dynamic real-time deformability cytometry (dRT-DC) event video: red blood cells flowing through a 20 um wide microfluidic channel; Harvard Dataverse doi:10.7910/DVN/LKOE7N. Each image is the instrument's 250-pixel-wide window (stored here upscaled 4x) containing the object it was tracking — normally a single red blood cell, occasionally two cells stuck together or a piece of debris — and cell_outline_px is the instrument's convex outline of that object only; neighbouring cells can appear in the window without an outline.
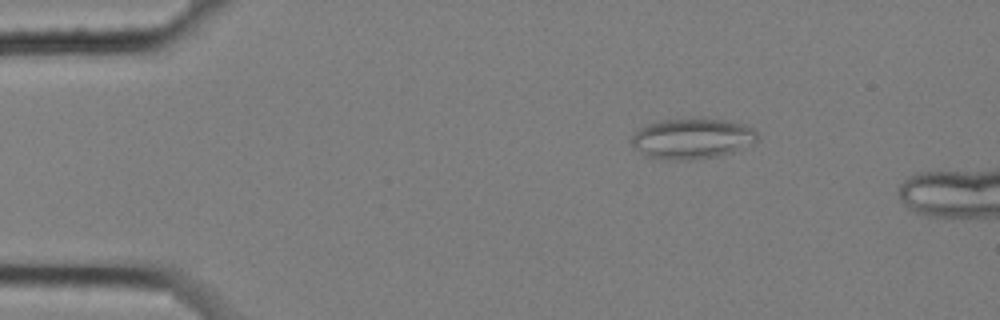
{"species": "common noctule bat (a hibernating species)", "species_latin": "Nyctalus noctula", "temperature_condition": "cold", "stored_images_in_passage": 4, "camera_frame_rate_fps": 3000, "um_per_image_px": 0.085, "animal": {"sex": "female", "body_mass_g": 25.1}, "frame": {"image": 1, "passage_image": 3, "time_ms": 0.667, "image_size_px": [1000, 320], "cell_outline_px": [[756, 140], [752, 144], [732, 152], [716, 156], [688, 160], [676, 160], [648, 156], [636, 148], [632, 144], [632, 136], [640, 128], [648, 124], [660, 120], [700, 116], [748, 124], [756, 132]], "centroid_in_image_um": [58.86, 11.73], "position_along_channel_um": 26.1, "area_um2": 29.88}}